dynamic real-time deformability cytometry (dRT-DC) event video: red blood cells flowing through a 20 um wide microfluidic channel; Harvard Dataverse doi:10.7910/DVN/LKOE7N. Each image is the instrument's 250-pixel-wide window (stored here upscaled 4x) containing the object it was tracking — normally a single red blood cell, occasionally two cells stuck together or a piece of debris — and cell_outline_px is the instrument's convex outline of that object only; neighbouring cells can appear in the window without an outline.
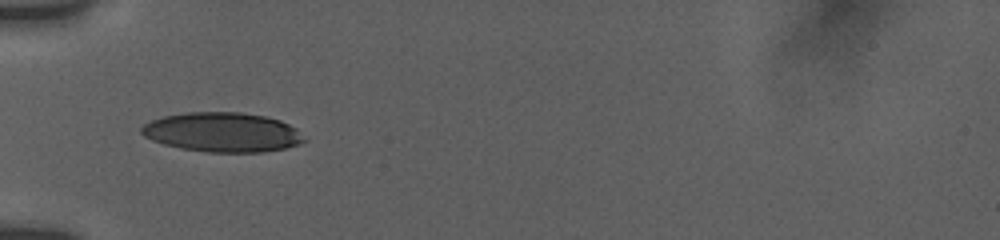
{"species": "human", "species_latin": "Homo sapiens", "temperature_condition": "room temperature", "stored_images_in_passage": 4, "camera_frame_rate_fps": 3000, "um_per_image_px": 0.085, "donor": {"sex": "female"}, "frame": {"image": 1, "passage_image": 1, "time_ms": 0.0, "image_size_px": [1000, 240], "cell_outline_px": [[308, 136], [300, 144], [284, 148], [264, 152], [208, 152], [180, 148], [164, 144], [152, 140], [144, 136], [140, 132], [140, 128], [144, 124], [152, 120], [164, 116], [188, 112], [240, 112], [268, 116], [280, 120], [296, 128]], "centroid_in_image_um": [18.94, 11.23], "position_along_channel_um": 66.1, "area_um2": 37.69}}
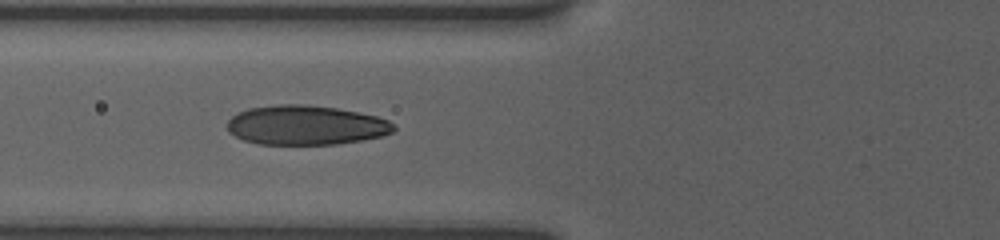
{"frame": {"image": 2, "passage_image": 3, "time_ms": 1.0, "image_size_px": [1000, 240], "cell_outline_px": [[396, 128], [392, 132], [380, 136], [360, 140], [336, 144], [260, 144], [244, 140], [228, 132], [228, 120], [232, 116], [248, 108], [276, 104], [304, 104], [336, 108], [376, 116], [388, 120]], "centroid_in_image_um": [25.97, 10.63], "position_along_channel_um": 99.8, "area_um2": 38.03}}
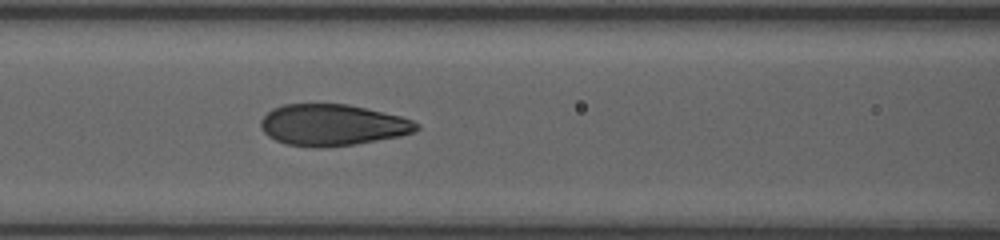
{"frame": {"image": 3, "passage_image": 4, "time_ms": 2.0, "image_size_px": [1000, 240], "cell_outline_px": [[420, 128], [416, 132], [400, 136], [356, 144], [320, 148], [312, 148], [284, 144], [268, 136], [260, 128], [260, 120], [272, 108], [284, 104], [348, 104], [400, 116], [412, 120], [420, 124]], "centroid_in_image_um": [28.25, 10.63], "position_along_channel_um": 138.3, "area_um2": 37.86}}